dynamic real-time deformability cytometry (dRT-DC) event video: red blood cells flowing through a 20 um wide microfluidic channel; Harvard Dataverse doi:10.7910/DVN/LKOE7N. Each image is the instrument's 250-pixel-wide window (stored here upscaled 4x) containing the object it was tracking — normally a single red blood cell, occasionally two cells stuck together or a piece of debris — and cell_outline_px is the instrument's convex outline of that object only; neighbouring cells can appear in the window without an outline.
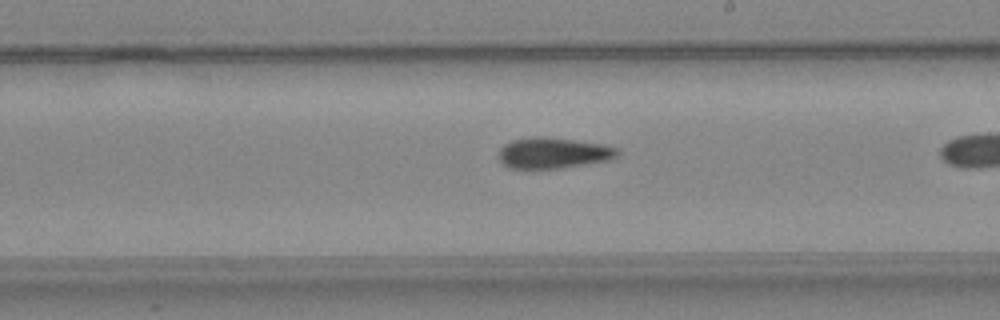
{"species": "common noctule bat (a hibernating species)", "species_latin": "Nyctalus noctula", "temperature_condition": "warm", "stored_images_in_passage": 35, "camera_frame_rate_fps": 3000, "um_per_image_px": 0.085, "animal": {"sex": "female", "body_mass_g": 24.6, "forearm_length_mm": 56.2}, "frame": {"image": 1, "passage_image": 25, "time_ms": 8.0, "image_size_px": [1000, 320], "cell_outline_px": [[620, 156], [608, 160], [588, 164], [560, 168], [508, 168], [500, 160], [500, 148], [504, 144], [512, 140], [532, 136], [540, 136], [604, 144], [616, 148], [620, 152]], "centroid_in_image_um": [47.05, 13.0], "position_along_channel_um": 241.9, "area_um2": 21.33}}